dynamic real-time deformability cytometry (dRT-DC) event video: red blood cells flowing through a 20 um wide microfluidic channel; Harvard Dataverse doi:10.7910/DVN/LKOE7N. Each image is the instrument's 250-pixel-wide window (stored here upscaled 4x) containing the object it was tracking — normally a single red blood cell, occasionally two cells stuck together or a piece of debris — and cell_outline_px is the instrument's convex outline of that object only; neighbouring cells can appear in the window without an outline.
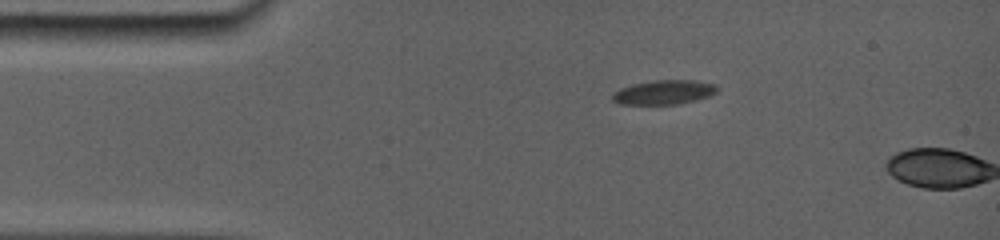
{"species": "common noctule bat (a hibernating species)", "species_latin": "Nyctalus noctula", "temperature_condition": "room temperature", "stored_images_in_passage": 3, "camera_frame_rate_fps": 5000, "um_per_image_px": 0.085, "animal": {"sex": "female", "body_mass_g": 19.0, "forearm_length_mm": 56.7}, "frame": {"image": 1, "passage_image": 1, "time_ms": 0.0, "image_size_px": [1000, 240], "cell_outline_px": [[720, 88], [716, 92], [708, 96], [696, 100], [676, 104], [620, 104], [612, 100], [612, 92], [620, 88], [632, 84], [652, 80], [696, 80], [716, 84]], "centroid_in_image_um": [56.43, 7.83], "position_along_channel_um": 28.6, "area_um2": 14.97}}